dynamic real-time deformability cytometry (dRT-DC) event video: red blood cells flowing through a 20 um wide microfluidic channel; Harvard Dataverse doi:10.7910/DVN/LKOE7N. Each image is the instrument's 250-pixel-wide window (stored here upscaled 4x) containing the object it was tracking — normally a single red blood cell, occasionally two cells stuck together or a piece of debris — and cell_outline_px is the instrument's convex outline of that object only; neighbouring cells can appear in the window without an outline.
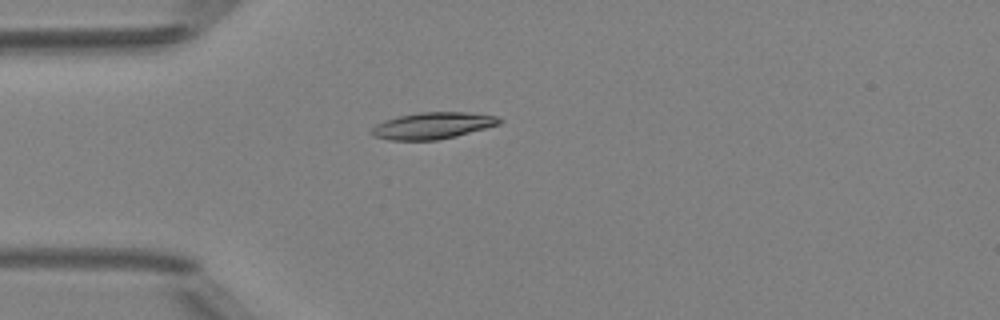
{"species": "Egyptian fruit bat (a non-hibernating species)", "species_latin": "Rousettus aegyptiacus", "temperature_condition": "room temperature", "stored_images_in_passage": 5, "camera_frame_rate_fps": 3000, "um_per_image_px": 0.085, "animal": {"sex": "female"}, "frame": {"image": 1, "passage_image": 3, "time_ms": 3.333, "image_size_px": [1000, 320], "cell_outline_px": [[504, 120], [500, 124], [456, 136], [436, 140], [388, 140], [376, 136], [368, 132], [376, 124], [384, 120], [400, 116], [420, 112], [464, 112], [496, 116]], "centroid_in_image_um": [36.77, 10.68], "position_along_channel_um": 48.2, "area_um2": 19.71}}
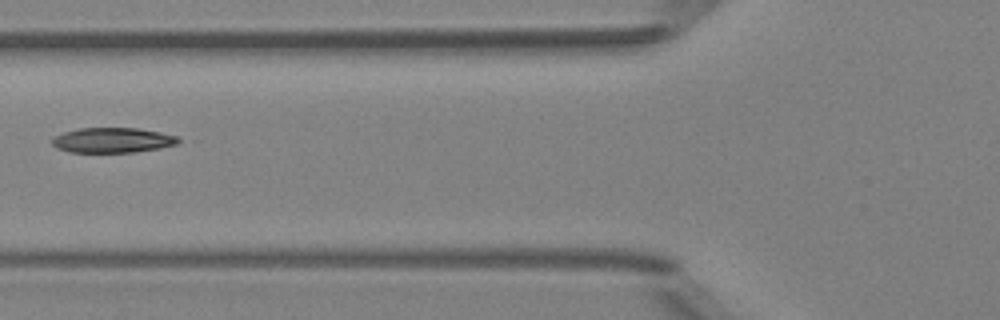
{"frame": {"image": 2, "passage_image": 5, "time_ms": 5.333, "image_size_px": [1000, 320], "cell_outline_px": [[180, 140], [176, 144], [160, 148], [132, 152], [68, 152], [56, 148], [52, 144], [52, 136], [64, 132], [80, 128], [136, 128], [160, 132], [176, 136]], "centroid_in_image_um": [9.52, 11.91], "position_along_channel_um": 116.3, "area_um2": 18.38}}